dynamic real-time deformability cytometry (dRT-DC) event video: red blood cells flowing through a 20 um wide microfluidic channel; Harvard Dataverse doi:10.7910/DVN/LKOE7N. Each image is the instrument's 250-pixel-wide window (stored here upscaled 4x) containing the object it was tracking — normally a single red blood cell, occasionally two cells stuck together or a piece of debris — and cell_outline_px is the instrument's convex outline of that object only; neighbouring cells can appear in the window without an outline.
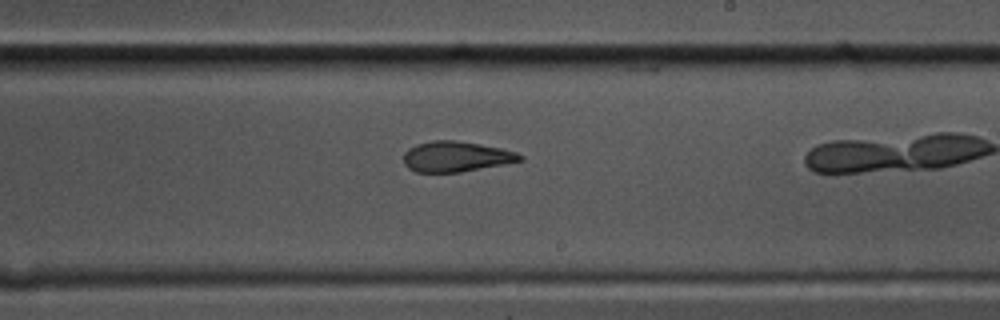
{"species": "common noctule bat (a hibernating species)", "species_latin": "Nyctalus noctula", "temperature_condition": "cold", "stored_images_in_passage": 38, "camera_frame_rate_fps": 3000, "um_per_image_px": 0.085, "animal": {"sex": "male", "body_mass_g": 17.5, "forearm_length_mm": 52.3}, "frame": {"image": 1, "passage_image": 27, "time_ms": 8.667, "image_size_px": [1000, 320], "cell_outline_px": [[524, 160], [460, 172], [416, 172], [408, 168], [404, 164], [404, 152], [408, 148], [416, 144], [432, 140], [456, 140], [480, 144], [500, 148], [516, 152], [524, 156]], "centroid_in_image_um": [38.74, 13.3], "position_along_channel_um": 250.3, "area_um2": 20.63}}